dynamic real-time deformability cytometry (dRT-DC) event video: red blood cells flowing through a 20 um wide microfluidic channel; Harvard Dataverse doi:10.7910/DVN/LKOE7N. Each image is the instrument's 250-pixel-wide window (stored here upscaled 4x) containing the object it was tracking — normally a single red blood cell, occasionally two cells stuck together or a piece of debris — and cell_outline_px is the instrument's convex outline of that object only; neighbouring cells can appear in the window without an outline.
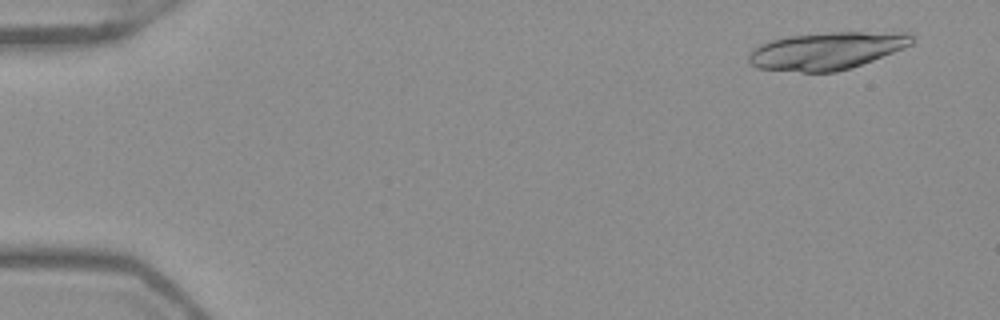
{"species": "Egyptian fruit bat (a non-hibernating species)", "species_latin": "Rousettus aegyptiacus", "temperature_condition": "warm", "stored_images_in_passage": 51, "camera_frame_rate_fps": 3000, "um_per_image_px": 0.085, "frame": {"image": 1, "passage_image": 3, "time_ms": 0.667, "image_size_px": [1000, 320], "cell_outline_px": [[912, 44], [904, 48], [852, 68], [836, 72], [800, 72], [756, 68], [748, 60], [748, 52], [752, 48], [768, 40], [788, 36], [832, 32], [908, 32], [912, 36]], "centroid_in_image_um": [70.23, 4.32], "position_along_channel_um": 14.8, "area_um2": 35.84}}